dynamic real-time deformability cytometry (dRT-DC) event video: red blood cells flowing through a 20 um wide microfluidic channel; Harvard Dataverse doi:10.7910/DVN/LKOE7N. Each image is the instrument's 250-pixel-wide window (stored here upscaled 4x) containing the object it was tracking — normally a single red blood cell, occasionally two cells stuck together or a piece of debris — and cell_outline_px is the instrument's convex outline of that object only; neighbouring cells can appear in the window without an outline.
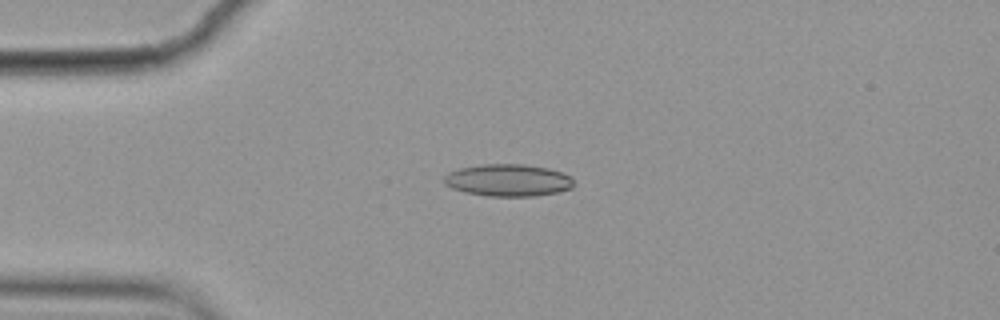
{"species": "common noctule bat (a hibernating species)", "species_latin": "Nyctalus noctula", "temperature_condition": "cold", "stored_images_in_passage": 4, "camera_frame_rate_fps": 3000, "um_per_image_px": 0.085, "animal": {"sex": "female", "body_mass_g": 19.9}, "frame": {"image": 1, "passage_image": 3, "time_ms": 0.667, "image_size_px": [1000, 320], "cell_outline_px": [[572, 188], [556, 192], [536, 196], [488, 196], [464, 192], [452, 188], [444, 184], [444, 176], [448, 172], [460, 168], [480, 164], [524, 164], [548, 168], [572, 176]], "centroid_in_image_um": [43.16, 15.31], "position_along_channel_um": 41.8, "area_um2": 24.33}}